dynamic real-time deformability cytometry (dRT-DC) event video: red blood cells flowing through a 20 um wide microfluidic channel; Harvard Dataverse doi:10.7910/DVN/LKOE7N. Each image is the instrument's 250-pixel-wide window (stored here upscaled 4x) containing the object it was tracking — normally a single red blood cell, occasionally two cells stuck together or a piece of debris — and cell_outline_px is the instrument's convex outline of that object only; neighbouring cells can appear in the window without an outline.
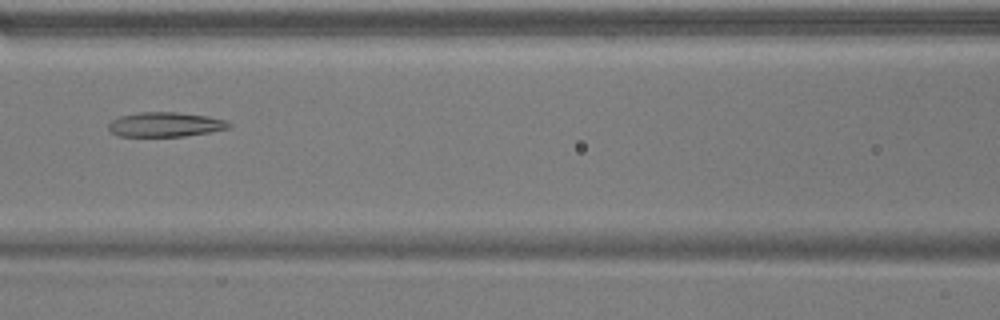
{"species": "common noctule bat (a hibernating species)", "species_latin": "Nyctalus noctula", "temperature_condition": "warm", "stored_images_in_passage": 11, "camera_frame_rate_fps": 3000, "um_per_image_px": 0.085, "animal": {"sex": "male", "body_mass_g": 17.9}, "frame": {"image": 1, "passage_image": 9, "time_ms": 2.667, "image_size_px": [1000, 320], "cell_outline_px": [[232, 124], [228, 128], [208, 132], [184, 136], [116, 136], [108, 132], [108, 124], [112, 120], [120, 116], [140, 112], [176, 112], [208, 116], [224, 120]], "centroid_in_image_um": [13.99, 10.58], "position_along_channel_um": 152.6, "area_um2": 17.22}}